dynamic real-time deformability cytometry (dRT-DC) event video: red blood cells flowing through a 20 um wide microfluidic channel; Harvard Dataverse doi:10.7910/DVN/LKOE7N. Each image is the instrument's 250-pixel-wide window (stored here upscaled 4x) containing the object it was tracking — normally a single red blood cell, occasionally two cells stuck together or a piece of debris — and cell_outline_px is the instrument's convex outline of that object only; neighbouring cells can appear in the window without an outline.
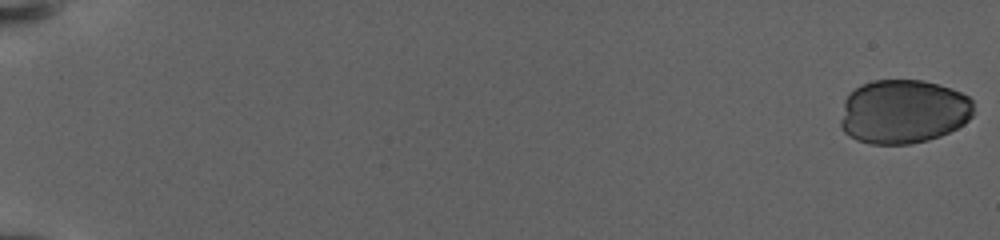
{"species": "human", "species_latin": "Homo sapiens", "temperature_condition": "warm", "stored_images_in_passage": 36, "camera_frame_rate_fps": 3000, "um_per_image_px": 0.085, "donor": {"sex": "female"}, "frame": {"image": 1, "passage_image": 1, "time_ms": 0.0, "image_size_px": [1000, 240], "cell_outline_px": [[972, 116], [964, 124], [940, 136], [928, 140], [908, 144], [872, 144], [856, 140], [844, 132], [840, 124], [840, 120], [844, 100], [856, 88], [872, 80], [920, 80], [936, 84], [960, 92], [968, 96], [972, 100]], "centroid_in_image_um": [76.76, 9.5], "position_along_channel_um": 8.2, "area_um2": 49.53}}
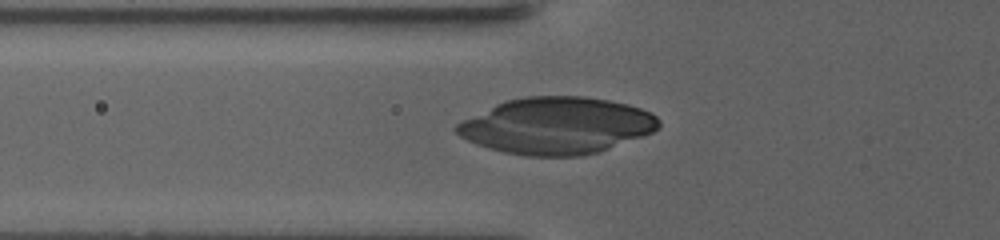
{"frame": {"image": 2, "passage_image": 25, "time_ms": 9.667, "image_size_px": [1000, 240], "cell_outline_px": [[660, 128], [644, 136], [600, 152], [584, 156], [524, 156], [504, 152], [488, 148], [476, 144], [460, 136], [452, 128], [456, 124], [504, 100], [524, 96], [584, 96], [608, 100], [628, 104], [652, 112], [660, 120]], "centroid_in_image_um": [47.35, 10.69], "position_along_channel_um": 78.5, "area_um2": 67.11}}
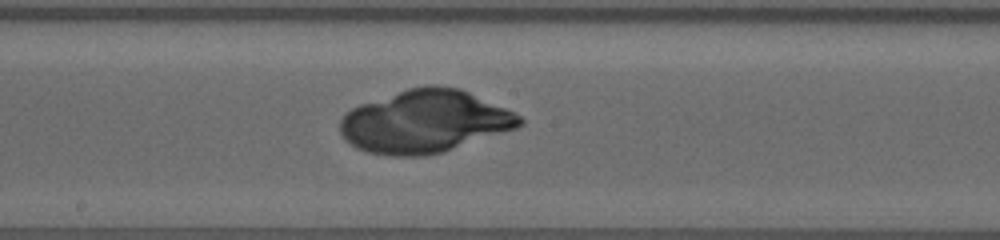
{"frame": {"image": 3, "passage_image": 36, "time_ms": 14.333, "image_size_px": [1000, 240], "cell_outline_px": [[524, 124], [516, 128], [444, 152], [424, 156], [388, 156], [368, 152], [356, 148], [344, 140], [340, 136], [340, 120], [352, 108], [360, 104], [408, 88], [424, 84], [436, 84], [460, 88], [504, 108], [520, 116], [524, 120]], "centroid_in_image_um": [36.08, 10.33], "position_along_channel_um": 212.1, "area_um2": 65.72}}